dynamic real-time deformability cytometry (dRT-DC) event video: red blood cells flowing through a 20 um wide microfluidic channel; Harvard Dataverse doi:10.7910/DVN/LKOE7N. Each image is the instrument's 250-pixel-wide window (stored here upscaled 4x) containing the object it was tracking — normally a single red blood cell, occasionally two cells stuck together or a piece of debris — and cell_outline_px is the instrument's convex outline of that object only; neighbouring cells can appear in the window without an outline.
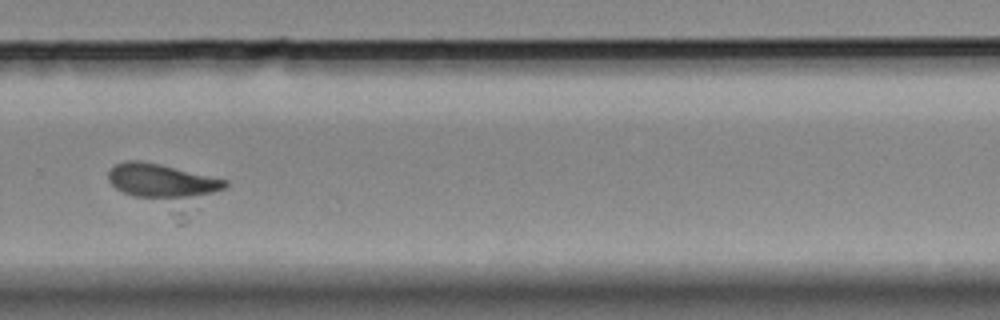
{"species": "Egyptian fruit bat (a non-hibernating species)", "species_latin": "Rousettus aegyptiacus", "temperature_condition": "room temperature", "stored_images_in_passage": 37, "camera_frame_rate_fps": 3000, "um_per_image_px": 0.085, "animal": {"sex": "female"}, "frame": {"image": 1, "passage_image": 26, "time_ms": 8.333, "image_size_px": [1000, 320], "cell_outline_px": [[228, 184], [224, 188], [188, 220], [180, 224], [176, 224], [116, 188], [108, 180], [108, 172], [116, 164], [124, 160], [140, 160], [160, 164], [228, 180]], "centroid_in_image_um": [14.09, 15.97], "position_along_channel_um": 315.7, "area_um2": 32.19}}
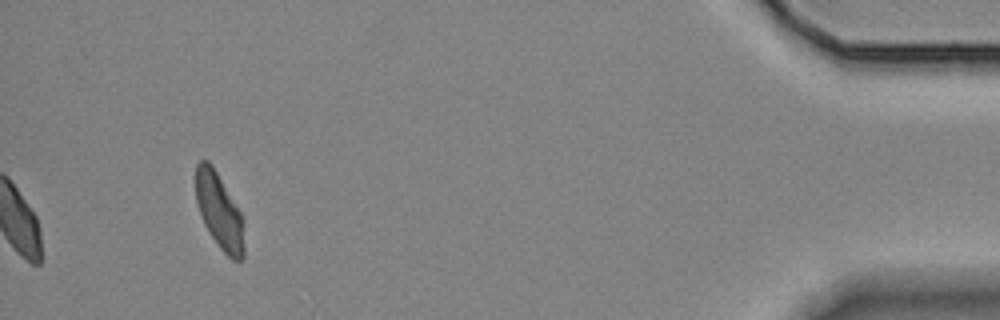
{"frame": {"image": 2, "passage_image": 37, "time_ms": 12.0, "image_size_px": [1000, 320], "cell_outline_px": [[244, 256], [240, 260], [232, 260], [220, 248], [204, 224], [196, 200], [196, 164], [200, 160], [208, 160], [212, 164], [244, 216]], "centroid_in_image_um": [18.67, 17.94], "position_along_channel_um": 416.5, "area_um2": 21.5}}